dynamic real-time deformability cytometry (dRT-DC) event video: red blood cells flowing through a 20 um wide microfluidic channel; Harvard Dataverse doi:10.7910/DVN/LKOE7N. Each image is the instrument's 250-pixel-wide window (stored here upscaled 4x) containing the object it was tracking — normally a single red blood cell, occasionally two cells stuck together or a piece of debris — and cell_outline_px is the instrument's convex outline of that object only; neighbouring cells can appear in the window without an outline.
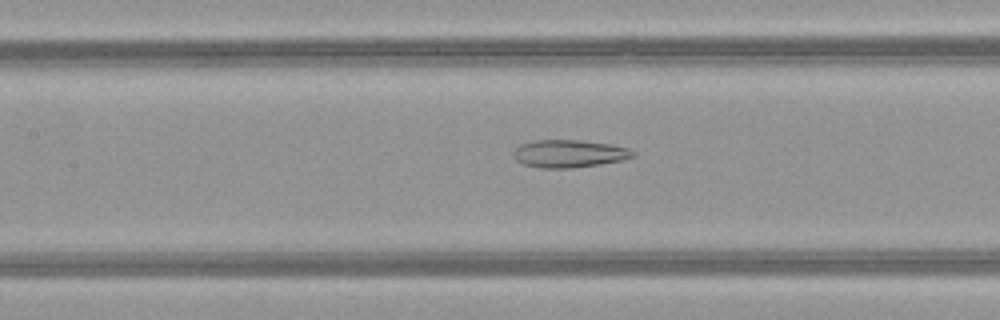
{"species": "common noctule bat (a hibernating species)", "species_latin": "Nyctalus noctula", "temperature_condition": "warm", "stored_images_in_passage": 51, "camera_frame_rate_fps": 3000, "um_per_image_px": 0.085, "animal": {"sex": "female", "body_mass_g": 21.9}, "frame": {"image": 1, "passage_image": 24, "time_ms": 7.667, "image_size_px": [1000, 320], "cell_outline_px": [[636, 156], [624, 160], [600, 164], [572, 168], [540, 168], [524, 164], [516, 160], [516, 148], [520, 144], [536, 140], [580, 140], [612, 144], [628, 148], [636, 152]], "centroid_in_image_um": [48.45, 13.06], "position_along_channel_um": 158.9, "area_um2": 19.25}}
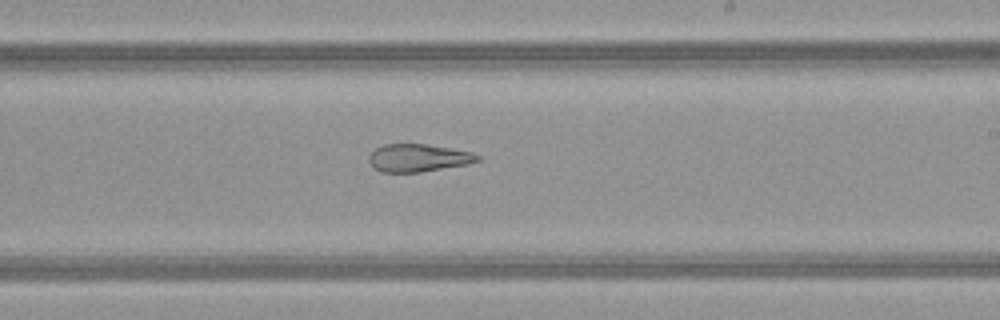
{"frame": {"image": 2, "passage_image": 31, "time_ms": 10.0, "image_size_px": [1000, 320], "cell_outline_px": [[480, 160], [468, 164], [420, 172], [380, 172], [372, 168], [368, 160], [368, 156], [376, 148], [384, 144], [424, 144], [452, 148], [472, 152], [480, 156]], "centroid_in_image_um": [35.53, 13.42], "position_along_channel_um": 253.5, "area_um2": 17.63}}
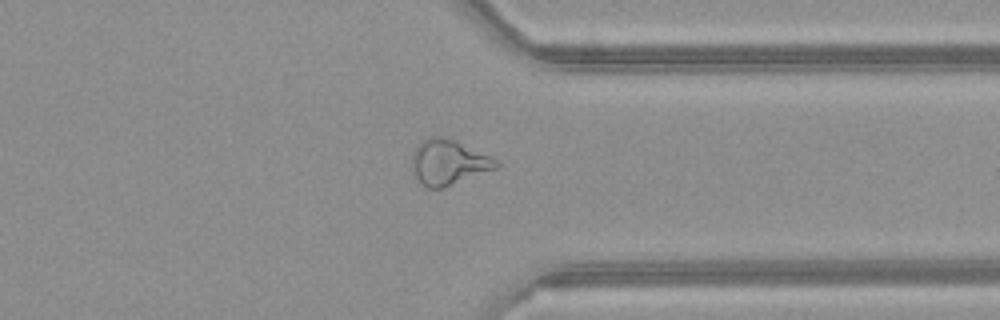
{"frame": {"image": 3, "passage_image": 40, "time_ms": 13.0, "image_size_px": [1000, 320], "cell_outline_px": [[500, 164], [496, 168], [444, 188], [428, 188], [420, 184], [416, 176], [412, 164], [412, 152], [428, 136], [440, 136], [456, 140], [496, 160]], "centroid_in_image_um": [38.09, 13.8], "position_along_channel_um": 373.3, "area_um2": 21.85}, "authors_computed_cell_mechanics": {"area_um2": 24.6228, "velocity_mm_per_s": 4.0772, "shape_relaxation_time_tau1_ms": null, "shape_relaxation_time_tau2_ms": 3.249, "deformation_change_tau1": null, "deformation_change_tau2": 0.141}}